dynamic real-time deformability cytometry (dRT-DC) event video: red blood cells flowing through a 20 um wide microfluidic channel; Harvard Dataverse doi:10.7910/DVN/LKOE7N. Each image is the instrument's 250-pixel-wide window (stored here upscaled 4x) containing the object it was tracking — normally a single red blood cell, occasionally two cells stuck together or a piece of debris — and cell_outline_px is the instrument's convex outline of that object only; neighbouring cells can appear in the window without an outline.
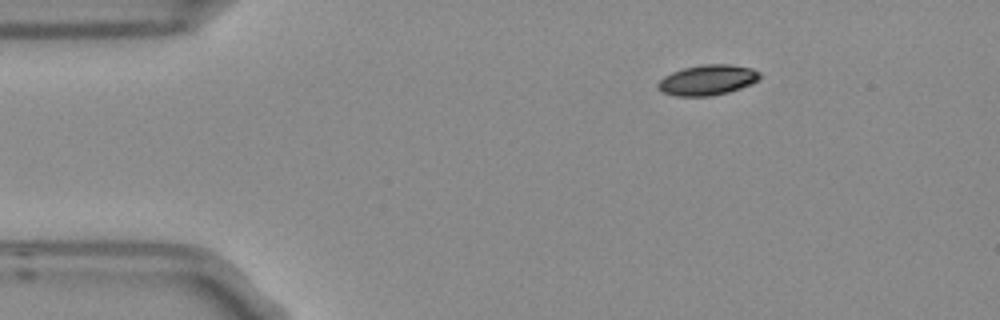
{"species": "Egyptian fruit bat (a non-hibernating species)", "species_latin": "Rousettus aegyptiacus", "temperature_condition": "room temperature", "stored_images_in_passage": 4, "segment_of_instrument_passage": [1, 2], "camera_frame_rate_fps": 3000, "um_per_image_px": 0.085, "frame": {"image": 1, "passage_image": 1, "time_ms": 0.0, "image_size_px": [1000, 320], "cell_outline_px": [[760, 80], [752, 84], [728, 92], [712, 96], [676, 96], [660, 92], [656, 88], [656, 84], [664, 76], [672, 72], [684, 68], [700, 64], [732, 64], [752, 68], [760, 72]], "centroid_in_image_um": [60.13, 6.8], "position_along_channel_um": 24.9, "area_um2": 18.32}}